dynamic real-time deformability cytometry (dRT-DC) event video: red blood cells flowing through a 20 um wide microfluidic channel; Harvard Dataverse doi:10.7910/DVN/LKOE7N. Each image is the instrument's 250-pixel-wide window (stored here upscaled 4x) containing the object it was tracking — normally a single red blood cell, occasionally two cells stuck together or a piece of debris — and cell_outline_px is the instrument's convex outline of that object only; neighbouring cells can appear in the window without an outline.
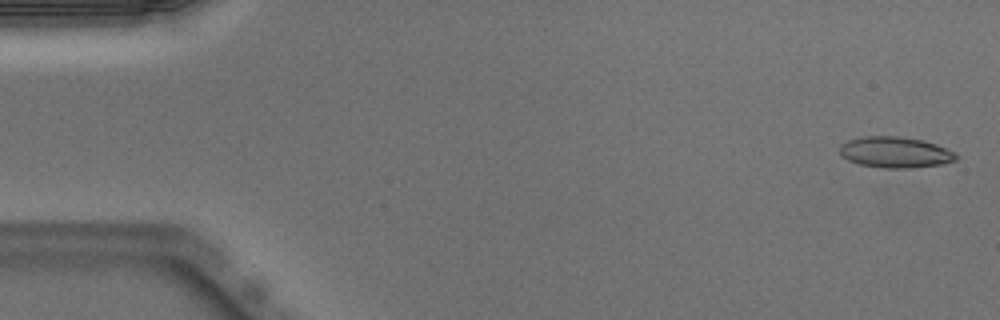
{"species": "Egyptian fruit bat (a non-hibernating species)", "species_latin": "Rousettus aegyptiacus", "temperature_condition": "warm", "stored_images_in_passage": 46, "camera_frame_rate_fps": 3000, "um_per_image_px": 0.085, "animal": {"sex": "male"}, "frame": {"image": 1, "passage_image": 2, "time_ms": 0.333, "image_size_px": [1000, 320], "cell_outline_px": [[960, 156], [956, 160], [944, 164], [912, 168], [880, 168], [860, 164], [848, 160], [840, 156], [840, 144], [848, 140], [864, 136], [900, 136], [924, 140], [936, 144], [956, 152]], "centroid_in_image_um": [76.12, 12.95], "position_along_channel_um": 8.9, "area_um2": 21.39}}
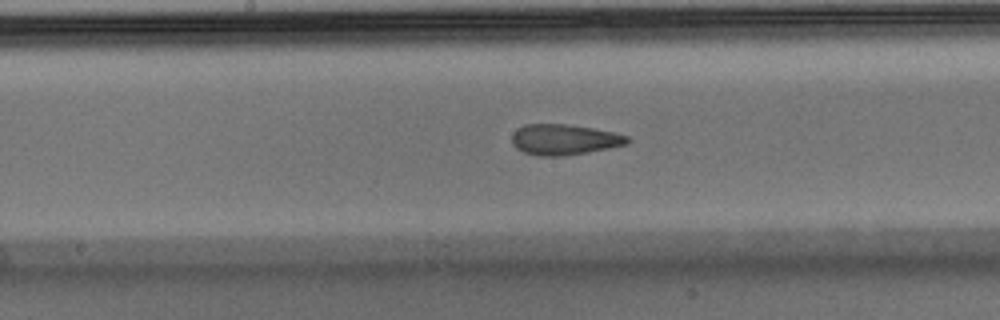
{"frame": {"image": 2, "passage_image": 26, "time_ms": 8.333, "image_size_px": [1000, 320], "cell_outline_px": [[632, 140], [628, 144], [588, 152], [560, 156], [540, 156], [524, 152], [516, 148], [512, 144], [512, 132], [516, 128], [524, 124], [568, 124], [616, 132], [628, 136]], "centroid_in_image_um": [47.96, 11.85], "position_along_channel_um": 200.2, "area_um2": 20.81}}
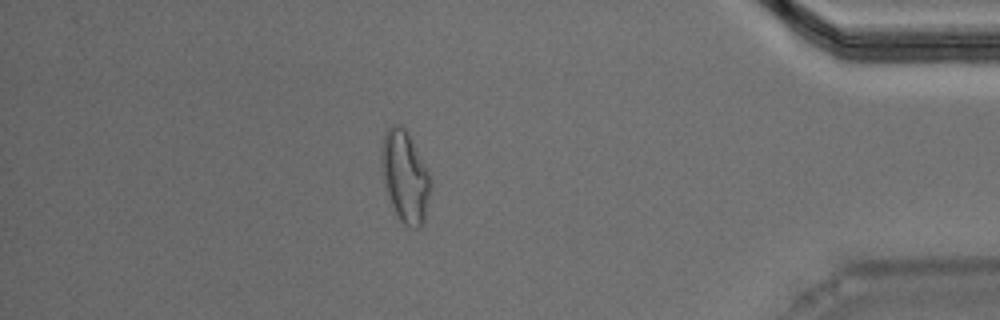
{"frame": {"image": 3, "passage_image": 44, "time_ms": 14.333, "image_size_px": [1000, 320], "cell_outline_px": [[432, 188], [424, 220], [420, 228], [412, 228], [404, 224], [396, 216], [388, 200], [384, 184], [380, 164], [380, 152], [384, 136], [388, 128], [392, 124], [400, 124], [408, 132], [432, 176]], "centroid_in_image_um": [34.44, 15.02], "position_along_channel_um": 400.8, "area_um2": 26.93}}